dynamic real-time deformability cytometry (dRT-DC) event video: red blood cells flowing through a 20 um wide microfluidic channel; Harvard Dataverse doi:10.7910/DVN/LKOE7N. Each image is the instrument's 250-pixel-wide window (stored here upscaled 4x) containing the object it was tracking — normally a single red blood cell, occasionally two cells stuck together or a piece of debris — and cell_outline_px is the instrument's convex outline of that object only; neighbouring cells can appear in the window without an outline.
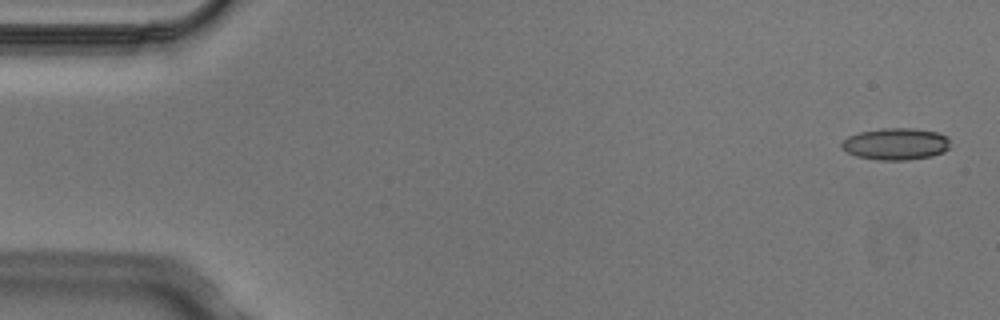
{"species": "Egyptian fruit bat (a non-hibernating species)", "species_latin": "Rousettus aegyptiacus", "temperature_condition": "cold", "stored_images_in_passage": 5, "camera_frame_rate_fps": 3000, "um_per_image_px": 0.085, "animal": {"sex": "male"}, "frame": {"image": 1, "passage_image": 1, "time_ms": 0.0, "image_size_px": [1000, 320], "cell_outline_px": [[948, 148], [944, 152], [932, 156], [908, 160], [880, 160], [856, 156], [840, 148], [840, 144], [848, 136], [860, 132], [880, 128], [912, 128], [936, 132], [948, 136]], "centroid_in_image_um": [76.13, 12.23], "position_along_channel_um": 8.9, "area_um2": 20.17}}
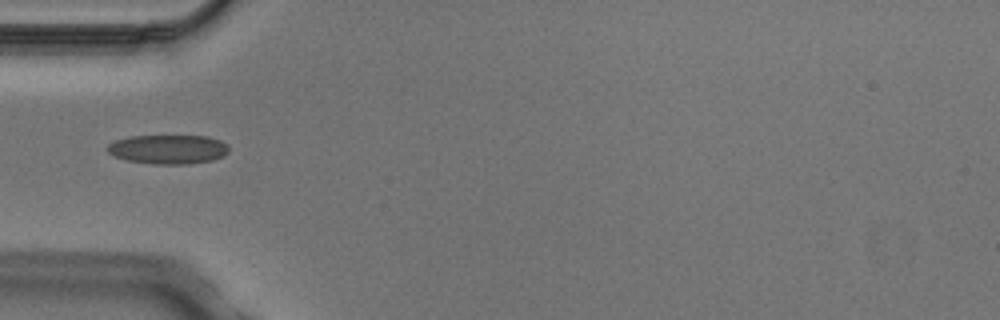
{"frame": {"image": 2, "passage_image": 5, "time_ms": 1.333, "image_size_px": [1000, 320], "cell_outline_px": [[228, 152], [224, 156], [212, 160], [188, 164], [152, 164], [128, 160], [116, 156], [108, 152], [108, 144], [116, 140], [132, 136], [208, 136], [220, 140], [228, 144]], "centroid_in_image_um": [14.34, 12.69], "position_along_channel_um": 70.7, "area_um2": 20.58}}